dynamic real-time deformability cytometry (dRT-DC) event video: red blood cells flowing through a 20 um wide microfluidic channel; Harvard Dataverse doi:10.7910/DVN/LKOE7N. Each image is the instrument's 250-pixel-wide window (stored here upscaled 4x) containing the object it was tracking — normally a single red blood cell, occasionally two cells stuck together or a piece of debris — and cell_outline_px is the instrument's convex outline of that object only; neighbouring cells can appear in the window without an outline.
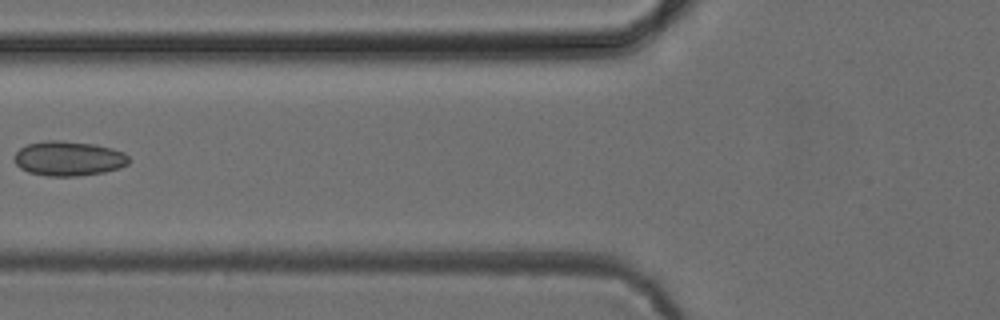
{"species": "common noctule bat (a hibernating species)", "species_latin": "Nyctalus noctula", "temperature_condition": "cold", "stored_images_in_passage": 5, "camera_frame_rate_fps": 3000, "um_per_image_px": 0.085, "animal": {"sex": "female", "body_mass_g": 24.6, "forearm_length_mm": 56.2}, "frame": {"image": 1, "passage_image": 5, "time_ms": 5.333, "image_size_px": [1000, 320], "cell_outline_px": [[132, 160], [128, 164], [104, 172], [76, 176], [48, 176], [28, 172], [20, 168], [16, 164], [16, 152], [20, 148], [28, 144], [48, 140], [60, 140], [96, 144], [112, 148], [124, 152]], "centroid_in_image_um": [5.86, 13.46], "position_along_channel_um": 119.9, "area_um2": 23.12}}